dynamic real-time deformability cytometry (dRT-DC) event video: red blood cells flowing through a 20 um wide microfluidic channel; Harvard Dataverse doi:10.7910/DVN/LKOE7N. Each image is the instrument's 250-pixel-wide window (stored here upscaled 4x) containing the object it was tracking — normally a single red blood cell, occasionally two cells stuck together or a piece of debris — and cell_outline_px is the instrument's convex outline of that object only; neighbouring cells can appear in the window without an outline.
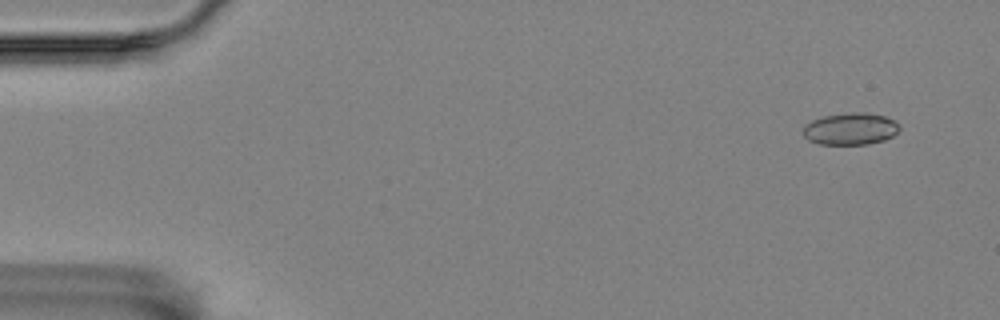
{"species": "Egyptian fruit bat (a non-hibernating species)", "species_latin": "Rousettus aegyptiacus", "temperature_condition": "room temperature", "stored_images_in_passage": 5, "camera_frame_rate_fps": 3000, "um_per_image_px": 0.085, "animal": {"sex": "female"}, "frame": {"image": 1, "passage_image": 1, "time_ms": 0.0, "image_size_px": [1000, 320], "cell_outline_px": [[900, 128], [892, 136], [884, 140], [868, 144], [820, 144], [808, 140], [804, 136], [804, 124], [820, 116], [852, 112], [868, 112], [884, 116], [892, 120]], "centroid_in_image_um": [72.25, 10.94], "position_along_channel_um": 12.8, "area_um2": 17.92}}
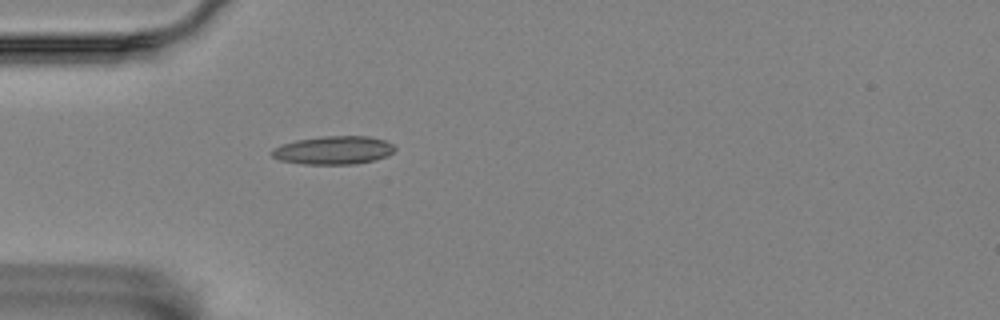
{"frame": {"image": 2, "passage_image": 5, "time_ms": 1.333, "image_size_px": [1000, 320], "cell_outline_px": [[396, 148], [388, 156], [376, 160], [356, 164], [304, 164], [280, 160], [272, 156], [272, 148], [280, 144], [296, 140], [324, 136], [368, 136], [384, 140], [392, 144]], "centroid_in_image_um": [28.35, 12.77], "position_along_channel_um": 56.6, "area_um2": 20.35}}